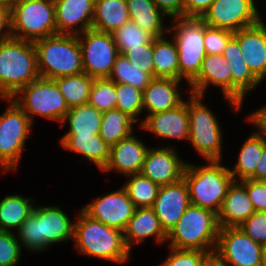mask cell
<instances>
[{"label":"cell","instance_id":"cell-45","mask_svg":"<svg viewBox=\"0 0 266 266\" xmlns=\"http://www.w3.org/2000/svg\"><path fill=\"white\" fill-rule=\"evenodd\" d=\"M234 35V32L213 28L204 25V45L206 54H222L229 39Z\"/></svg>","mask_w":266,"mask_h":266},{"label":"cell","instance_id":"cell-49","mask_svg":"<svg viewBox=\"0 0 266 266\" xmlns=\"http://www.w3.org/2000/svg\"><path fill=\"white\" fill-rule=\"evenodd\" d=\"M215 0H184L183 17H201Z\"/></svg>","mask_w":266,"mask_h":266},{"label":"cell","instance_id":"cell-34","mask_svg":"<svg viewBox=\"0 0 266 266\" xmlns=\"http://www.w3.org/2000/svg\"><path fill=\"white\" fill-rule=\"evenodd\" d=\"M136 121L127 113L114 108L103 112L99 135L110 146L128 137Z\"/></svg>","mask_w":266,"mask_h":266},{"label":"cell","instance_id":"cell-28","mask_svg":"<svg viewBox=\"0 0 266 266\" xmlns=\"http://www.w3.org/2000/svg\"><path fill=\"white\" fill-rule=\"evenodd\" d=\"M129 18L153 38L165 36L169 26L164 27V16L153 0H126ZM167 31V32H166Z\"/></svg>","mask_w":266,"mask_h":266},{"label":"cell","instance_id":"cell-33","mask_svg":"<svg viewBox=\"0 0 266 266\" xmlns=\"http://www.w3.org/2000/svg\"><path fill=\"white\" fill-rule=\"evenodd\" d=\"M103 113L95 107L85 104L69 108L62 121H68L69 130L66 134L91 135L99 134Z\"/></svg>","mask_w":266,"mask_h":266},{"label":"cell","instance_id":"cell-37","mask_svg":"<svg viewBox=\"0 0 266 266\" xmlns=\"http://www.w3.org/2000/svg\"><path fill=\"white\" fill-rule=\"evenodd\" d=\"M114 83L130 84L143 91L153 79L148 73L139 70L122 54H120L108 77Z\"/></svg>","mask_w":266,"mask_h":266},{"label":"cell","instance_id":"cell-19","mask_svg":"<svg viewBox=\"0 0 266 266\" xmlns=\"http://www.w3.org/2000/svg\"><path fill=\"white\" fill-rule=\"evenodd\" d=\"M241 54L252 74L260 81L266 78V25L262 19L255 25L234 32Z\"/></svg>","mask_w":266,"mask_h":266},{"label":"cell","instance_id":"cell-6","mask_svg":"<svg viewBox=\"0 0 266 266\" xmlns=\"http://www.w3.org/2000/svg\"><path fill=\"white\" fill-rule=\"evenodd\" d=\"M11 98L28 115L32 123L37 115L62 123L69 111L54 79L39 76Z\"/></svg>","mask_w":266,"mask_h":266},{"label":"cell","instance_id":"cell-47","mask_svg":"<svg viewBox=\"0 0 266 266\" xmlns=\"http://www.w3.org/2000/svg\"><path fill=\"white\" fill-rule=\"evenodd\" d=\"M245 188L256 212H266V183L263 180L245 179Z\"/></svg>","mask_w":266,"mask_h":266},{"label":"cell","instance_id":"cell-40","mask_svg":"<svg viewBox=\"0 0 266 266\" xmlns=\"http://www.w3.org/2000/svg\"><path fill=\"white\" fill-rule=\"evenodd\" d=\"M116 109L127 113L136 122L143 111V91L130 84L115 83Z\"/></svg>","mask_w":266,"mask_h":266},{"label":"cell","instance_id":"cell-14","mask_svg":"<svg viewBox=\"0 0 266 266\" xmlns=\"http://www.w3.org/2000/svg\"><path fill=\"white\" fill-rule=\"evenodd\" d=\"M82 210L91 218L106 226L124 231L134 215L136 206L130 200L126 189L122 186L115 192L98 197Z\"/></svg>","mask_w":266,"mask_h":266},{"label":"cell","instance_id":"cell-24","mask_svg":"<svg viewBox=\"0 0 266 266\" xmlns=\"http://www.w3.org/2000/svg\"><path fill=\"white\" fill-rule=\"evenodd\" d=\"M254 212V207L245 188V180H233L218 213L219 227H239Z\"/></svg>","mask_w":266,"mask_h":266},{"label":"cell","instance_id":"cell-46","mask_svg":"<svg viewBox=\"0 0 266 266\" xmlns=\"http://www.w3.org/2000/svg\"><path fill=\"white\" fill-rule=\"evenodd\" d=\"M239 228L254 242L266 246V212H254Z\"/></svg>","mask_w":266,"mask_h":266},{"label":"cell","instance_id":"cell-7","mask_svg":"<svg viewBox=\"0 0 266 266\" xmlns=\"http://www.w3.org/2000/svg\"><path fill=\"white\" fill-rule=\"evenodd\" d=\"M169 27L178 50L180 80L189 84L200 72L205 58L204 25L200 17L174 18Z\"/></svg>","mask_w":266,"mask_h":266},{"label":"cell","instance_id":"cell-23","mask_svg":"<svg viewBox=\"0 0 266 266\" xmlns=\"http://www.w3.org/2000/svg\"><path fill=\"white\" fill-rule=\"evenodd\" d=\"M222 55L229 62L232 75V101L243 106L246 94L256 88L261 82L252 74L241 54L240 45L233 35Z\"/></svg>","mask_w":266,"mask_h":266},{"label":"cell","instance_id":"cell-12","mask_svg":"<svg viewBox=\"0 0 266 266\" xmlns=\"http://www.w3.org/2000/svg\"><path fill=\"white\" fill-rule=\"evenodd\" d=\"M77 37L82 51L83 71L94 79L108 78L120 55L112 34L89 29Z\"/></svg>","mask_w":266,"mask_h":266},{"label":"cell","instance_id":"cell-53","mask_svg":"<svg viewBox=\"0 0 266 266\" xmlns=\"http://www.w3.org/2000/svg\"><path fill=\"white\" fill-rule=\"evenodd\" d=\"M21 1L22 0H0V5L6 6L12 9L14 6H16Z\"/></svg>","mask_w":266,"mask_h":266},{"label":"cell","instance_id":"cell-44","mask_svg":"<svg viewBox=\"0 0 266 266\" xmlns=\"http://www.w3.org/2000/svg\"><path fill=\"white\" fill-rule=\"evenodd\" d=\"M139 70L154 78L153 38L145 45L130 48L123 54Z\"/></svg>","mask_w":266,"mask_h":266},{"label":"cell","instance_id":"cell-50","mask_svg":"<svg viewBox=\"0 0 266 266\" xmlns=\"http://www.w3.org/2000/svg\"><path fill=\"white\" fill-rule=\"evenodd\" d=\"M246 119L254 126L259 128V131L257 129V132L266 142V105L252 112V114L250 113V115L247 116Z\"/></svg>","mask_w":266,"mask_h":266},{"label":"cell","instance_id":"cell-36","mask_svg":"<svg viewBox=\"0 0 266 266\" xmlns=\"http://www.w3.org/2000/svg\"><path fill=\"white\" fill-rule=\"evenodd\" d=\"M126 178L128 180L123 187L136 208L152 207L160 186L141 173L129 175Z\"/></svg>","mask_w":266,"mask_h":266},{"label":"cell","instance_id":"cell-3","mask_svg":"<svg viewBox=\"0 0 266 266\" xmlns=\"http://www.w3.org/2000/svg\"><path fill=\"white\" fill-rule=\"evenodd\" d=\"M218 214L190 204L181 219L167 234L166 242L175 249L202 250L212 257L219 235Z\"/></svg>","mask_w":266,"mask_h":266},{"label":"cell","instance_id":"cell-17","mask_svg":"<svg viewBox=\"0 0 266 266\" xmlns=\"http://www.w3.org/2000/svg\"><path fill=\"white\" fill-rule=\"evenodd\" d=\"M189 205L188 187L182 178L176 183L160 186L152 208L162 229L168 234L181 219Z\"/></svg>","mask_w":266,"mask_h":266},{"label":"cell","instance_id":"cell-29","mask_svg":"<svg viewBox=\"0 0 266 266\" xmlns=\"http://www.w3.org/2000/svg\"><path fill=\"white\" fill-rule=\"evenodd\" d=\"M129 20L126 0H95L92 29L112 34Z\"/></svg>","mask_w":266,"mask_h":266},{"label":"cell","instance_id":"cell-4","mask_svg":"<svg viewBox=\"0 0 266 266\" xmlns=\"http://www.w3.org/2000/svg\"><path fill=\"white\" fill-rule=\"evenodd\" d=\"M33 44L40 77L56 79L84 72L77 35L57 33Z\"/></svg>","mask_w":266,"mask_h":266},{"label":"cell","instance_id":"cell-30","mask_svg":"<svg viewBox=\"0 0 266 266\" xmlns=\"http://www.w3.org/2000/svg\"><path fill=\"white\" fill-rule=\"evenodd\" d=\"M166 36L153 38L154 78H172L180 80L178 50L175 40Z\"/></svg>","mask_w":266,"mask_h":266},{"label":"cell","instance_id":"cell-39","mask_svg":"<svg viewBox=\"0 0 266 266\" xmlns=\"http://www.w3.org/2000/svg\"><path fill=\"white\" fill-rule=\"evenodd\" d=\"M116 96V87L112 80L96 78L91 85L88 104L103 113L116 108Z\"/></svg>","mask_w":266,"mask_h":266},{"label":"cell","instance_id":"cell-20","mask_svg":"<svg viewBox=\"0 0 266 266\" xmlns=\"http://www.w3.org/2000/svg\"><path fill=\"white\" fill-rule=\"evenodd\" d=\"M188 100L177 107L164 112L147 115L140 126L145 131L164 139L188 140L189 138Z\"/></svg>","mask_w":266,"mask_h":266},{"label":"cell","instance_id":"cell-11","mask_svg":"<svg viewBox=\"0 0 266 266\" xmlns=\"http://www.w3.org/2000/svg\"><path fill=\"white\" fill-rule=\"evenodd\" d=\"M264 246L239 227L220 228L213 263L216 266H261Z\"/></svg>","mask_w":266,"mask_h":266},{"label":"cell","instance_id":"cell-22","mask_svg":"<svg viewBox=\"0 0 266 266\" xmlns=\"http://www.w3.org/2000/svg\"><path fill=\"white\" fill-rule=\"evenodd\" d=\"M74 223L58 206H39L40 252L55 243L73 240Z\"/></svg>","mask_w":266,"mask_h":266},{"label":"cell","instance_id":"cell-26","mask_svg":"<svg viewBox=\"0 0 266 266\" xmlns=\"http://www.w3.org/2000/svg\"><path fill=\"white\" fill-rule=\"evenodd\" d=\"M123 234L125 244L130 252H132L134 242L142 243L147 237L155 236L157 244H164L167 240V234L162 229L152 207L136 208Z\"/></svg>","mask_w":266,"mask_h":266},{"label":"cell","instance_id":"cell-10","mask_svg":"<svg viewBox=\"0 0 266 266\" xmlns=\"http://www.w3.org/2000/svg\"><path fill=\"white\" fill-rule=\"evenodd\" d=\"M8 108L0 115V168L16 171L25 140L33 125L28 115L12 98H5Z\"/></svg>","mask_w":266,"mask_h":266},{"label":"cell","instance_id":"cell-18","mask_svg":"<svg viewBox=\"0 0 266 266\" xmlns=\"http://www.w3.org/2000/svg\"><path fill=\"white\" fill-rule=\"evenodd\" d=\"M54 4L57 33L79 35L92 29L95 0H54Z\"/></svg>","mask_w":266,"mask_h":266},{"label":"cell","instance_id":"cell-9","mask_svg":"<svg viewBox=\"0 0 266 266\" xmlns=\"http://www.w3.org/2000/svg\"><path fill=\"white\" fill-rule=\"evenodd\" d=\"M188 99V141L200 156L208 160H222V131L210 109L202 103V96L190 94Z\"/></svg>","mask_w":266,"mask_h":266},{"label":"cell","instance_id":"cell-25","mask_svg":"<svg viewBox=\"0 0 266 266\" xmlns=\"http://www.w3.org/2000/svg\"><path fill=\"white\" fill-rule=\"evenodd\" d=\"M181 80L172 78H153L143 90V111L152 115L173 109L184 99L179 91Z\"/></svg>","mask_w":266,"mask_h":266},{"label":"cell","instance_id":"cell-43","mask_svg":"<svg viewBox=\"0 0 266 266\" xmlns=\"http://www.w3.org/2000/svg\"><path fill=\"white\" fill-rule=\"evenodd\" d=\"M13 232L0 231V266L19 264L22 248Z\"/></svg>","mask_w":266,"mask_h":266},{"label":"cell","instance_id":"cell-38","mask_svg":"<svg viewBox=\"0 0 266 266\" xmlns=\"http://www.w3.org/2000/svg\"><path fill=\"white\" fill-rule=\"evenodd\" d=\"M114 42L120 54H124L130 48L147 44L153 37L129 20L112 33Z\"/></svg>","mask_w":266,"mask_h":266},{"label":"cell","instance_id":"cell-51","mask_svg":"<svg viewBox=\"0 0 266 266\" xmlns=\"http://www.w3.org/2000/svg\"><path fill=\"white\" fill-rule=\"evenodd\" d=\"M12 37L11 9L0 5V41Z\"/></svg>","mask_w":266,"mask_h":266},{"label":"cell","instance_id":"cell-15","mask_svg":"<svg viewBox=\"0 0 266 266\" xmlns=\"http://www.w3.org/2000/svg\"><path fill=\"white\" fill-rule=\"evenodd\" d=\"M220 87L224 98L235 111L241 106L232 101V75L229 62L222 54H206L199 74L188 84L191 94L202 96L209 85Z\"/></svg>","mask_w":266,"mask_h":266},{"label":"cell","instance_id":"cell-52","mask_svg":"<svg viewBox=\"0 0 266 266\" xmlns=\"http://www.w3.org/2000/svg\"><path fill=\"white\" fill-rule=\"evenodd\" d=\"M252 180H265L266 179V142L264 141L263 154L256 165L255 174L250 178Z\"/></svg>","mask_w":266,"mask_h":266},{"label":"cell","instance_id":"cell-8","mask_svg":"<svg viewBox=\"0 0 266 266\" xmlns=\"http://www.w3.org/2000/svg\"><path fill=\"white\" fill-rule=\"evenodd\" d=\"M11 31L30 42L57 34L54 0H22L11 9Z\"/></svg>","mask_w":266,"mask_h":266},{"label":"cell","instance_id":"cell-21","mask_svg":"<svg viewBox=\"0 0 266 266\" xmlns=\"http://www.w3.org/2000/svg\"><path fill=\"white\" fill-rule=\"evenodd\" d=\"M148 149V146L132 133L111 146L109 160L101 171L115 170L125 176L140 173Z\"/></svg>","mask_w":266,"mask_h":266},{"label":"cell","instance_id":"cell-5","mask_svg":"<svg viewBox=\"0 0 266 266\" xmlns=\"http://www.w3.org/2000/svg\"><path fill=\"white\" fill-rule=\"evenodd\" d=\"M204 166L189 162L183 172L187 184L190 204L219 213L228 187L233 182L228 167L221 160H208Z\"/></svg>","mask_w":266,"mask_h":266},{"label":"cell","instance_id":"cell-13","mask_svg":"<svg viewBox=\"0 0 266 266\" xmlns=\"http://www.w3.org/2000/svg\"><path fill=\"white\" fill-rule=\"evenodd\" d=\"M254 0H215L200 17L210 27L237 32L262 18Z\"/></svg>","mask_w":266,"mask_h":266},{"label":"cell","instance_id":"cell-35","mask_svg":"<svg viewBox=\"0 0 266 266\" xmlns=\"http://www.w3.org/2000/svg\"><path fill=\"white\" fill-rule=\"evenodd\" d=\"M69 108L88 104L94 78L85 72L54 79Z\"/></svg>","mask_w":266,"mask_h":266},{"label":"cell","instance_id":"cell-54","mask_svg":"<svg viewBox=\"0 0 266 266\" xmlns=\"http://www.w3.org/2000/svg\"><path fill=\"white\" fill-rule=\"evenodd\" d=\"M261 266H266V246L263 249Z\"/></svg>","mask_w":266,"mask_h":266},{"label":"cell","instance_id":"cell-27","mask_svg":"<svg viewBox=\"0 0 266 266\" xmlns=\"http://www.w3.org/2000/svg\"><path fill=\"white\" fill-rule=\"evenodd\" d=\"M64 149L82 154L87 160L102 170L110 156V148L99 134H64L60 139Z\"/></svg>","mask_w":266,"mask_h":266},{"label":"cell","instance_id":"cell-2","mask_svg":"<svg viewBox=\"0 0 266 266\" xmlns=\"http://www.w3.org/2000/svg\"><path fill=\"white\" fill-rule=\"evenodd\" d=\"M39 77L33 42L14 37L0 41V97L11 98Z\"/></svg>","mask_w":266,"mask_h":266},{"label":"cell","instance_id":"cell-32","mask_svg":"<svg viewBox=\"0 0 266 266\" xmlns=\"http://www.w3.org/2000/svg\"><path fill=\"white\" fill-rule=\"evenodd\" d=\"M264 139L255 131L250 135L241 147L237 164L234 169L228 168L235 181L250 179L256 170L260 157L263 154Z\"/></svg>","mask_w":266,"mask_h":266},{"label":"cell","instance_id":"cell-41","mask_svg":"<svg viewBox=\"0 0 266 266\" xmlns=\"http://www.w3.org/2000/svg\"><path fill=\"white\" fill-rule=\"evenodd\" d=\"M170 255L160 266H210L212 256L202 250L175 249L170 247Z\"/></svg>","mask_w":266,"mask_h":266},{"label":"cell","instance_id":"cell-1","mask_svg":"<svg viewBox=\"0 0 266 266\" xmlns=\"http://www.w3.org/2000/svg\"><path fill=\"white\" fill-rule=\"evenodd\" d=\"M78 216L73 240L80 254L120 264L129 260L131 252L125 244L123 231L91 218L82 209Z\"/></svg>","mask_w":266,"mask_h":266},{"label":"cell","instance_id":"cell-16","mask_svg":"<svg viewBox=\"0 0 266 266\" xmlns=\"http://www.w3.org/2000/svg\"><path fill=\"white\" fill-rule=\"evenodd\" d=\"M173 147L150 148L141 174L159 186L170 185L183 178L186 162L179 158Z\"/></svg>","mask_w":266,"mask_h":266},{"label":"cell","instance_id":"cell-48","mask_svg":"<svg viewBox=\"0 0 266 266\" xmlns=\"http://www.w3.org/2000/svg\"><path fill=\"white\" fill-rule=\"evenodd\" d=\"M156 7L171 19L183 17L184 0H153Z\"/></svg>","mask_w":266,"mask_h":266},{"label":"cell","instance_id":"cell-31","mask_svg":"<svg viewBox=\"0 0 266 266\" xmlns=\"http://www.w3.org/2000/svg\"><path fill=\"white\" fill-rule=\"evenodd\" d=\"M32 198H25L19 194L5 196L0 201V231L12 232L22 226L34 210Z\"/></svg>","mask_w":266,"mask_h":266},{"label":"cell","instance_id":"cell-42","mask_svg":"<svg viewBox=\"0 0 266 266\" xmlns=\"http://www.w3.org/2000/svg\"><path fill=\"white\" fill-rule=\"evenodd\" d=\"M17 238L22 246L28 251L40 252V230H39V206H35L33 212L28 216L19 228Z\"/></svg>","mask_w":266,"mask_h":266}]
</instances>
